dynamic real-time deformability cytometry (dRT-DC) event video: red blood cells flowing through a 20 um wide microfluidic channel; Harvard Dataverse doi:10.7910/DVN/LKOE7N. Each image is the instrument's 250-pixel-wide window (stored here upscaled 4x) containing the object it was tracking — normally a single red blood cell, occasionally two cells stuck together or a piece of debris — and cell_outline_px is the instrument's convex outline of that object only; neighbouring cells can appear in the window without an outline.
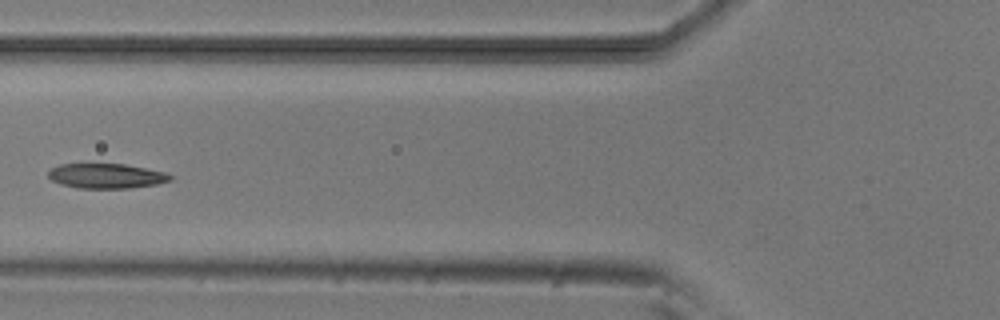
{"species": "common noctule bat (a hibernating species)", "species_latin": "Nyctalus noctula", "temperature_condition": "room temperature", "stored_images_in_passage": 8, "camera_frame_rate_fps": 3000, "um_per_image_px": 0.085, "animal": {"sex": "male", "body_mass_g": 20.5, "forearm_length_mm": 52.5}, "frame": {"image": 1, "passage_image": 6, "time_ms": 6.0, "image_size_px": [1000, 320], "cell_outline_px": [[172, 180], [156, 184], [128, 188], [76, 188], [60, 184], [52, 180], [48, 176], [48, 172], [52, 168], [60, 164], [124, 164], [164, 172], [172, 176]], "centroid_in_image_um": [9.01, 14.96], "position_along_channel_um": 116.8, "area_um2": 17.51}}
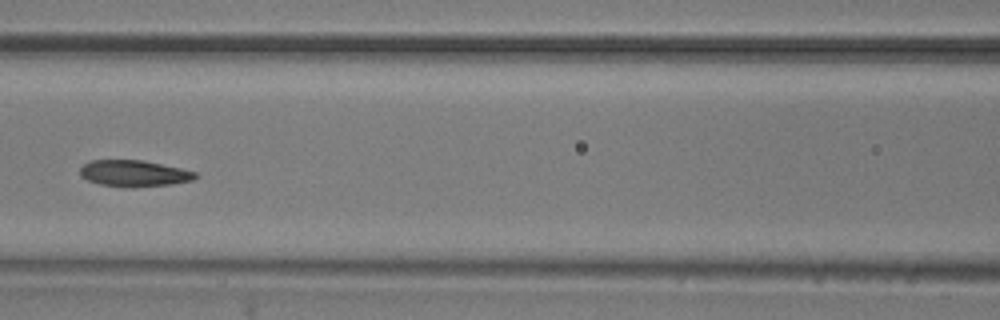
{"frame": {"image": 2, "passage_image": 7, "time_ms": 7.0, "image_size_px": [1000, 320], "cell_outline_px": [[200, 176], [192, 180], [172, 184], [132, 188], [124, 188], [100, 184], [88, 180], [80, 176], [80, 168], [84, 164], [92, 160], [144, 160], [180, 168], [196, 172]], "centroid_in_image_um": [11.4, 14.75], "position_along_channel_um": 155.2, "area_um2": 17.92}}
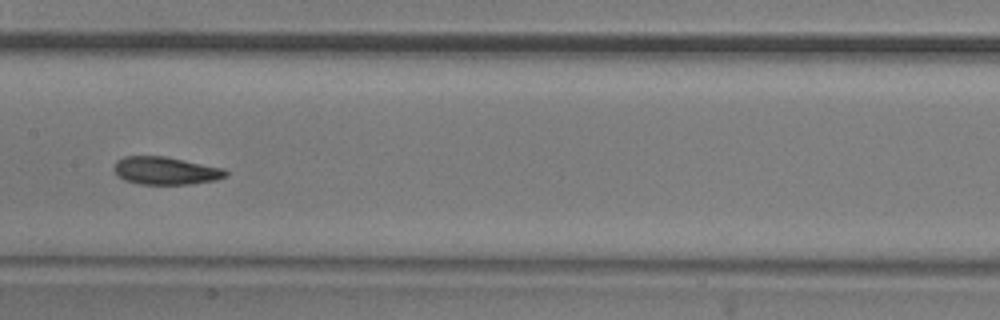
{"frame": {"image": 3, "passage_image": 8, "time_ms": 8.0, "image_size_px": [1000, 320], "cell_outline_px": [[228, 176], [216, 180], [188, 184], [140, 184], [124, 180], [112, 168], [116, 160], [124, 156], [164, 156], [224, 168], [228, 172]], "centroid_in_image_um": [14.08, 14.5], "position_along_channel_um": 193.3, "area_um2": 18.09}}